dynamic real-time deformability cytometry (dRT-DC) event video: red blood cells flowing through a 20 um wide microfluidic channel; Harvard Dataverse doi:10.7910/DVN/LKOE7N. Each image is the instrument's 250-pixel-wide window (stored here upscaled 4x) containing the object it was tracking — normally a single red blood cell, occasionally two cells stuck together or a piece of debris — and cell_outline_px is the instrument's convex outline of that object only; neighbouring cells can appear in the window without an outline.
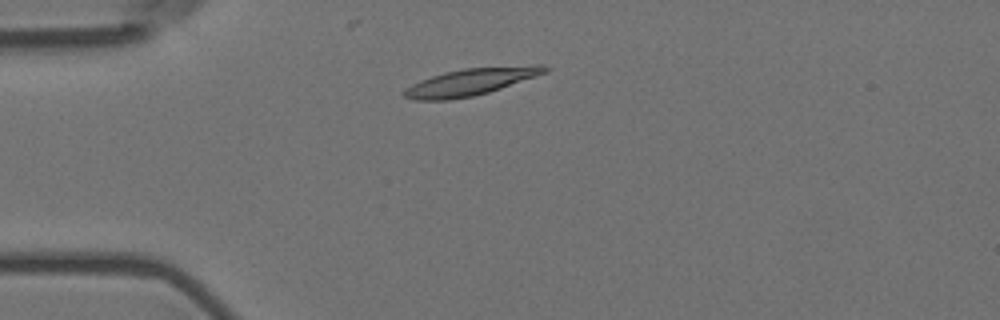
{"species": "Egyptian fruit bat (a non-hibernating species)", "species_latin": "Rousettus aegyptiacus", "temperature_condition": "room temperature", "stored_images_in_passage": 8, "camera_frame_rate_fps": 3000, "um_per_image_px": 0.085, "animal": {"sex": "female"}, "frame": {"image": 1, "passage_image": 2, "time_ms": 0.333, "image_size_px": [1000, 320], "cell_outline_px": [[552, 68], [548, 72], [488, 92], [472, 96], [448, 100], [412, 100], [404, 96], [404, 92], [412, 84], [420, 80], [444, 72], [464, 68], [532, 64], [544, 64]], "centroid_in_image_um": [40.09, 6.93], "position_along_channel_um": 44.9, "area_um2": 22.2}}
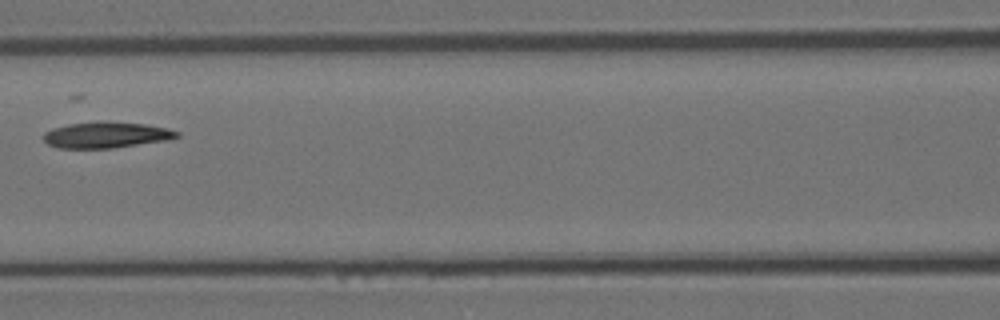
{"frame": {"image": 2, "passage_image": 5, "time_ms": 1.333, "image_size_px": [1000, 320], "cell_outline_px": [[180, 136], [168, 140], [112, 148], [56, 148], [48, 144], [44, 140], [44, 132], [52, 128], [68, 124], [96, 120], [104, 120], [144, 124], [164, 128], [180, 132]], "centroid_in_image_um": [9.0, 11.45], "position_along_channel_um": 157.6, "area_um2": 20.46}}
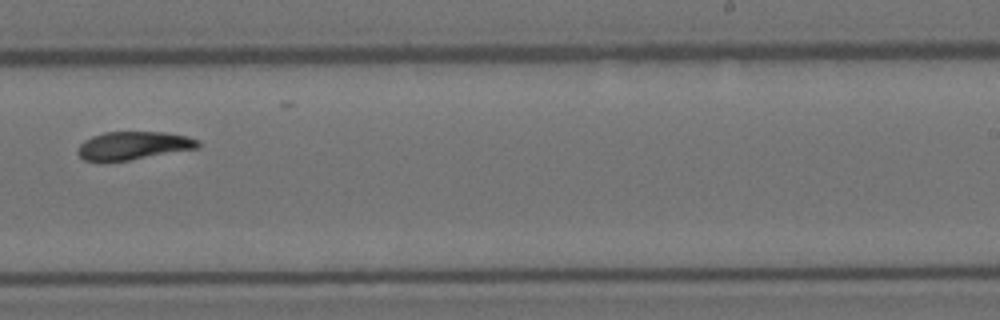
{"frame": {"image": 3, "passage_image": 8, "time_ms": 2.333, "image_size_px": [1000, 320], "cell_outline_px": [[200, 148], [128, 160], [84, 160], [76, 152], [76, 148], [84, 140], [92, 136], [104, 132], [164, 132], [188, 136], [200, 140]], "centroid_in_image_um": [11.37, 12.36], "position_along_channel_um": 277.6, "area_um2": 19.65}}